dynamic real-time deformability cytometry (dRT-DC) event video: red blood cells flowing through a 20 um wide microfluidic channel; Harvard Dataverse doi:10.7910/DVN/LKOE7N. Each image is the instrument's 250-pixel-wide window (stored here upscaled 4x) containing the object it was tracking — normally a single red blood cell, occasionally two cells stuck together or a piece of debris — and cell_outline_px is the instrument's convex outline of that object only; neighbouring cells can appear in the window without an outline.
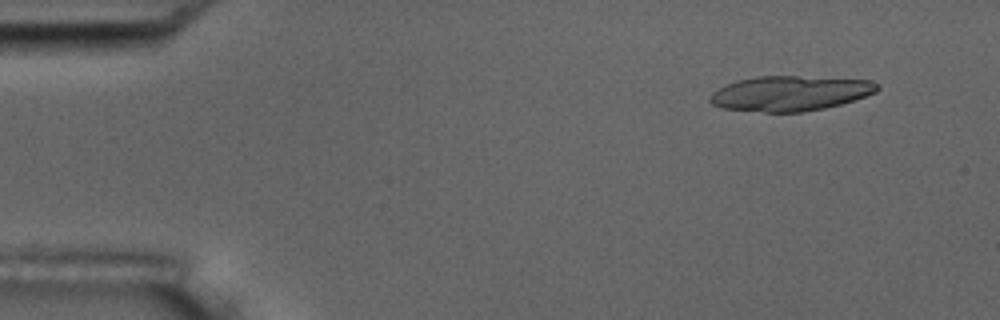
{"species": "common noctule bat (a hibernating species)", "species_latin": "Nyctalus noctula", "temperature_condition": "room temperature", "stored_images_in_passage": 4, "camera_frame_rate_fps": 3000, "um_per_image_px": 0.085, "animal": {"sex": "male", "body_mass_g": 17.5, "forearm_length_mm": 52.3}, "frame": {"image": 1, "passage_image": 1, "time_ms": 0.0, "image_size_px": [1000, 320], "cell_outline_px": [[880, 88], [876, 92], [840, 104], [824, 108], [804, 112], [764, 112], [724, 108], [712, 104], [708, 100], [712, 92], [736, 80], [756, 76], [796, 76], [868, 80], [880, 84]], "centroid_in_image_um": [67.15, 7.93], "position_along_channel_um": 17.9, "area_um2": 33.93}}